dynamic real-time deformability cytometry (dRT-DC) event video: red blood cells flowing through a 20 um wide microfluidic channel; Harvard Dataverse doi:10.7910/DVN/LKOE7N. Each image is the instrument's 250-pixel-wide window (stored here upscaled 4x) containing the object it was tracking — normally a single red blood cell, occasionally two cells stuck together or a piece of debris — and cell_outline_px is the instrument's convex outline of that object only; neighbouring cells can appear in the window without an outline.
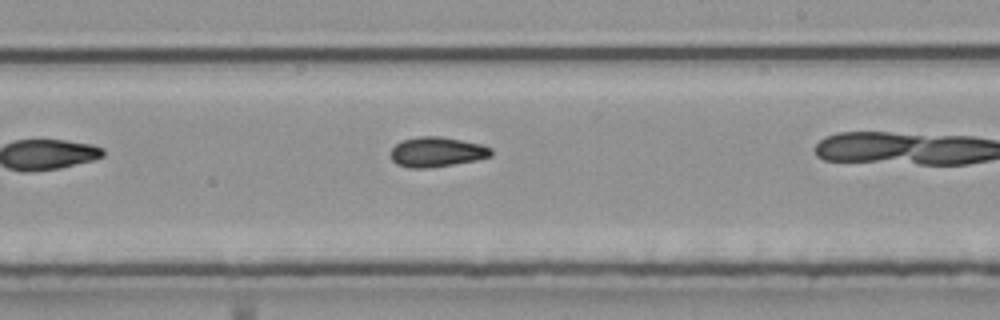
{"species": "common noctule bat (a hibernating species)", "species_latin": "Nyctalus noctula", "temperature_condition": "room temperature", "stored_images_in_passage": 22, "camera_frame_rate_fps": 3000, "um_per_image_px": 0.085, "animal": {"sex": "male", "body_mass_g": 20.4}, "frame": {"image": 1, "passage_image": 13, "time_ms": 4.0, "image_size_px": [1000, 320], "cell_outline_px": [[492, 156], [476, 160], [432, 168], [408, 168], [396, 164], [392, 160], [392, 148], [400, 140], [416, 136], [440, 136], [480, 144], [492, 148]], "centroid_in_image_um": [37.11, 12.92], "position_along_channel_um": 251.9, "area_um2": 17.63}}